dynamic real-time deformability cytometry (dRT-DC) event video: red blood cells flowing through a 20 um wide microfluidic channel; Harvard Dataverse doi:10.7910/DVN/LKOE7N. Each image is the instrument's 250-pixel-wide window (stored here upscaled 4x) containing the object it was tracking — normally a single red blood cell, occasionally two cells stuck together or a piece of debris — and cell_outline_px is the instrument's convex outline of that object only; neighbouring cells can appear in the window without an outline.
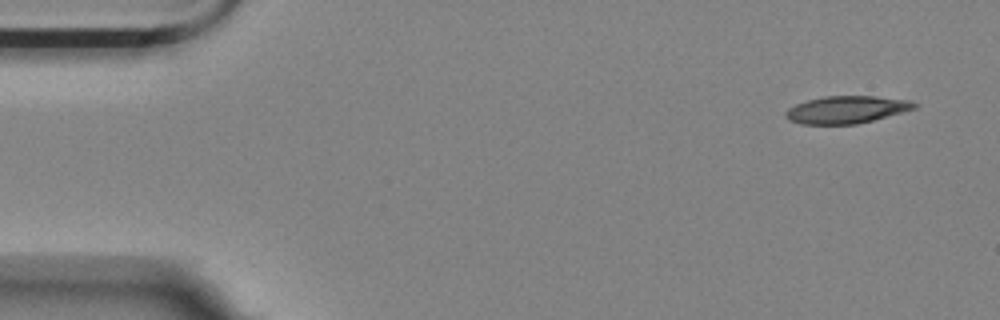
{"species": "Egyptian fruit bat (a non-hibernating species)", "species_latin": "Rousettus aegyptiacus", "temperature_condition": "room temperature", "stored_images_in_passage": 5, "camera_frame_rate_fps": 3000, "um_per_image_px": 0.085, "animal": {"sex": "female"}, "frame": {"image": 1, "passage_image": 1, "time_ms": 0.0, "image_size_px": [1000, 320], "cell_outline_px": [[916, 108], [872, 120], [856, 124], [804, 124], [792, 120], [784, 116], [784, 112], [788, 108], [796, 104], [808, 100], [824, 96], [872, 96], [908, 100], [916, 104]], "centroid_in_image_um": [71.92, 9.31], "position_along_channel_um": 13.1, "area_um2": 20.17}}
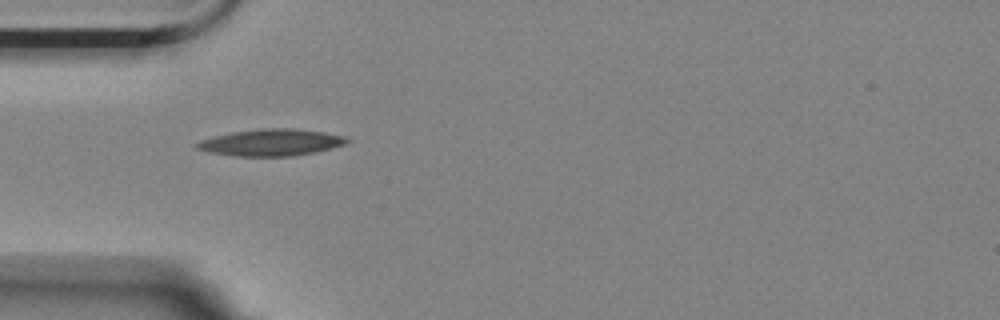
{"frame": {"image": 2, "passage_image": 4, "time_ms": 4.333, "image_size_px": [1000, 320], "cell_outline_px": [[352, 140], [344, 144], [332, 148], [316, 152], [292, 156], [236, 156], [208, 152], [196, 148], [196, 144], [200, 140], [232, 132], [260, 128], [296, 128], [324, 132], [344, 136]], "centroid_in_image_um": [23.08, 12.1], "position_along_channel_um": 61.9, "area_um2": 23.41}}
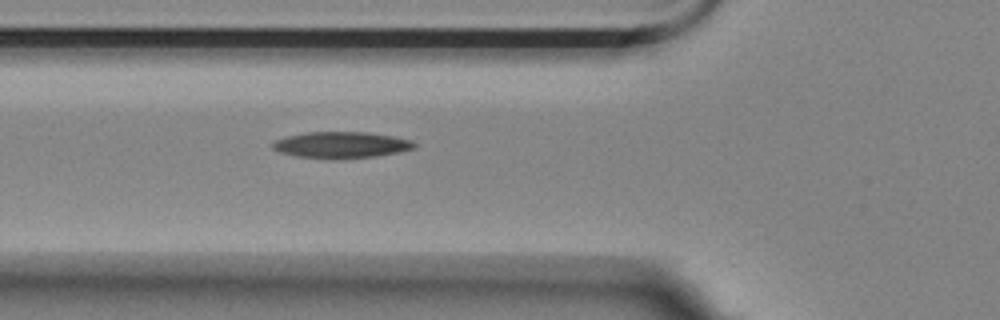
{"frame": {"image": 3, "passage_image": 5, "time_ms": 5.333, "image_size_px": [1000, 320], "cell_outline_px": [[416, 148], [376, 156], [296, 156], [280, 152], [272, 148], [272, 144], [276, 140], [288, 136], [308, 132], [368, 132], [392, 136], [412, 140], [416, 144]], "centroid_in_image_um": [29.04, 12.27], "position_along_channel_um": 96.8, "area_um2": 20.63}}